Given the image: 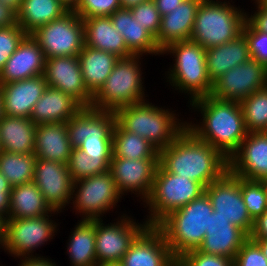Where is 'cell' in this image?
<instances>
[{
	"instance_id": "7402d4cb",
	"label": "cell",
	"mask_w": 267,
	"mask_h": 266,
	"mask_svg": "<svg viewBox=\"0 0 267 266\" xmlns=\"http://www.w3.org/2000/svg\"><path fill=\"white\" fill-rule=\"evenodd\" d=\"M249 236L239 227L218 215L215 211L210 216L209 229L198 250L234 259L243 243Z\"/></svg>"
},
{
	"instance_id": "52a82bcc",
	"label": "cell",
	"mask_w": 267,
	"mask_h": 266,
	"mask_svg": "<svg viewBox=\"0 0 267 266\" xmlns=\"http://www.w3.org/2000/svg\"><path fill=\"white\" fill-rule=\"evenodd\" d=\"M245 20L246 10L234 1L202 0L190 40L204 49L225 44L242 34Z\"/></svg>"
},
{
	"instance_id": "f546056e",
	"label": "cell",
	"mask_w": 267,
	"mask_h": 266,
	"mask_svg": "<svg viewBox=\"0 0 267 266\" xmlns=\"http://www.w3.org/2000/svg\"><path fill=\"white\" fill-rule=\"evenodd\" d=\"M36 124L30 118L4 115L0 119L1 149L10 153H34Z\"/></svg>"
},
{
	"instance_id": "03108f58",
	"label": "cell",
	"mask_w": 267,
	"mask_h": 266,
	"mask_svg": "<svg viewBox=\"0 0 267 266\" xmlns=\"http://www.w3.org/2000/svg\"><path fill=\"white\" fill-rule=\"evenodd\" d=\"M252 1H254V3H255V2H259L260 0H251V3H252Z\"/></svg>"
},
{
	"instance_id": "bcb514c9",
	"label": "cell",
	"mask_w": 267,
	"mask_h": 266,
	"mask_svg": "<svg viewBox=\"0 0 267 266\" xmlns=\"http://www.w3.org/2000/svg\"><path fill=\"white\" fill-rule=\"evenodd\" d=\"M233 266H267V258L260 247L248 238L234 257Z\"/></svg>"
},
{
	"instance_id": "4316f807",
	"label": "cell",
	"mask_w": 267,
	"mask_h": 266,
	"mask_svg": "<svg viewBox=\"0 0 267 266\" xmlns=\"http://www.w3.org/2000/svg\"><path fill=\"white\" fill-rule=\"evenodd\" d=\"M84 45L110 52L119 58L133 54L127 49L125 40L113 26L110 16H95L83 19Z\"/></svg>"
},
{
	"instance_id": "d6986e66",
	"label": "cell",
	"mask_w": 267,
	"mask_h": 266,
	"mask_svg": "<svg viewBox=\"0 0 267 266\" xmlns=\"http://www.w3.org/2000/svg\"><path fill=\"white\" fill-rule=\"evenodd\" d=\"M229 171L245 179L267 180V134L248 132L229 159Z\"/></svg>"
},
{
	"instance_id": "5b68a950",
	"label": "cell",
	"mask_w": 267,
	"mask_h": 266,
	"mask_svg": "<svg viewBox=\"0 0 267 266\" xmlns=\"http://www.w3.org/2000/svg\"><path fill=\"white\" fill-rule=\"evenodd\" d=\"M213 212L211 200L204 193L198 199L170 212L156 225L176 259L190 250L199 248L206 230L209 229Z\"/></svg>"
},
{
	"instance_id": "6f0895ef",
	"label": "cell",
	"mask_w": 267,
	"mask_h": 266,
	"mask_svg": "<svg viewBox=\"0 0 267 266\" xmlns=\"http://www.w3.org/2000/svg\"><path fill=\"white\" fill-rule=\"evenodd\" d=\"M5 218L0 215V249L4 248Z\"/></svg>"
},
{
	"instance_id": "4fadbf2b",
	"label": "cell",
	"mask_w": 267,
	"mask_h": 266,
	"mask_svg": "<svg viewBox=\"0 0 267 266\" xmlns=\"http://www.w3.org/2000/svg\"><path fill=\"white\" fill-rule=\"evenodd\" d=\"M205 193L219 216L242 229L248 236L254 221L248 214L240 189V177L229 170L218 180L205 187Z\"/></svg>"
},
{
	"instance_id": "e0dca14e",
	"label": "cell",
	"mask_w": 267,
	"mask_h": 266,
	"mask_svg": "<svg viewBox=\"0 0 267 266\" xmlns=\"http://www.w3.org/2000/svg\"><path fill=\"white\" fill-rule=\"evenodd\" d=\"M43 75L48 87L70 95L83 107H91L93 95L84 84L78 56L46 59Z\"/></svg>"
},
{
	"instance_id": "91938a15",
	"label": "cell",
	"mask_w": 267,
	"mask_h": 266,
	"mask_svg": "<svg viewBox=\"0 0 267 266\" xmlns=\"http://www.w3.org/2000/svg\"><path fill=\"white\" fill-rule=\"evenodd\" d=\"M4 116L3 113V100H2V94L0 92V119Z\"/></svg>"
},
{
	"instance_id": "ba28073f",
	"label": "cell",
	"mask_w": 267,
	"mask_h": 266,
	"mask_svg": "<svg viewBox=\"0 0 267 266\" xmlns=\"http://www.w3.org/2000/svg\"><path fill=\"white\" fill-rule=\"evenodd\" d=\"M205 193V186L194 180L167 172L158 165L149 197L142 204L144 219L156 226L170 212L179 209Z\"/></svg>"
},
{
	"instance_id": "7bdbcfd3",
	"label": "cell",
	"mask_w": 267,
	"mask_h": 266,
	"mask_svg": "<svg viewBox=\"0 0 267 266\" xmlns=\"http://www.w3.org/2000/svg\"><path fill=\"white\" fill-rule=\"evenodd\" d=\"M130 10L135 20L156 37L160 29L162 16L156 8L154 1H145L132 7Z\"/></svg>"
},
{
	"instance_id": "c3c4849f",
	"label": "cell",
	"mask_w": 267,
	"mask_h": 266,
	"mask_svg": "<svg viewBox=\"0 0 267 266\" xmlns=\"http://www.w3.org/2000/svg\"><path fill=\"white\" fill-rule=\"evenodd\" d=\"M12 185L0 172V215L5 219L10 211V192Z\"/></svg>"
},
{
	"instance_id": "11a10c76",
	"label": "cell",
	"mask_w": 267,
	"mask_h": 266,
	"mask_svg": "<svg viewBox=\"0 0 267 266\" xmlns=\"http://www.w3.org/2000/svg\"><path fill=\"white\" fill-rule=\"evenodd\" d=\"M3 5H6L13 9L16 13L19 11L22 0H0Z\"/></svg>"
},
{
	"instance_id": "8d00e7d4",
	"label": "cell",
	"mask_w": 267,
	"mask_h": 266,
	"mask_svg": "<svg viewBox=\"0 0 267 266\" xmlns=\"http://www.w3.org/2000/svg\"><path fill=\"white\" fill-rule=\"evenodd\" d=\"M248 132H260L267 125V86L239 102Z\"/></svg>"
},
{
	"instance_id": "5bb4252c",
	"label": "cell",
	"mask_w": 267,
	"mask_h": 266,
	"mask_svg": "<svg viewBox=\"0 0 267 266\" xmlns=\"http://www.w3.org/2000/svg\"><path fill=\"white\" fill-rule=\"evenodd\" d=\"M159 159H124L111 157L108 171L116 182L119 193L135 195L136 200L142 201L149 197ZM141 199V200H140Z\"/></svg>"
},
{
	"instance_id": "cb8c5ba5",
	"label": "cell",
	"mask_w": 267,
	"mask_h": 266,
	"mask_svg": "<svg viewBox=\"0 0 267 266\" xmlns=\"http://www.w3.org/2000/svg\"><path fill=\"white\" fill-rule=\"evenodd\" d=\"M114 122V112L83 107L66 122L69 141L76 148L84 139L90 136L112 137Z\"/></svg>"
},
{
	"instance_id": "d6a6232c",
	"label": "cell",
	"mask_w": 267,
	"mask_h": 266,
	"mask_svg": "<svg viewBox=\"0 0 267 266\" xmlns=\"http://www.w3.org/2000/svg\"><path fill=\"white\" fill-rule=\"evenodd\" d=\"M67 239L71 266H96L95 220H78Z\"/></svg>"
},
{
	"instance_id": "83f0119b",
	"label": "cell",
	"mask_w": 267,
	"mask_h": 266,
	"mask_svg": "<svg viewBox=\"0 0 267 266\" xmlns=\"http://www.w3.org/2000/svg\"><path fill=\"white\" fill-rule=\"evenodd\" d=\"M73 148L66 122L36 126L34 154L37 158L67 164Z\"/></svg>"
},
{
	"instance_id": "277c9868",
	"label": "cell",
	"mask_w": 267,
	"mask_h": 266,
	"mask_svg": "<svg viewBox=\"0 0 267 266\" xmlns=\"http://www.w3.org/2000/svg\"><path fill=\"white\" fill-rule=\"evenodd\" d=\"M170 55L173 64L165 71L167 86L172 91L187 94L189 104L193 100L211 96L213 83L207 74L205 49L192 40L169 44L162 50V57ZM173 56V57H172ZM169 84V85H168ZM174 89V90H173Z\"/></svg>"
},
{
	"instance_id": "44dd1931",
	"label": "cell",
	"mask_w": 267,
	"mask_h": 266,
	"mask_svg": "<svg viewBox=\"0 0 267 266\" xmlns=\"http://www.w3.org/2000/svg\"><path fill=\"white\" fill-rule=\"evenodd\" d=\"M47 87L44 75L0 85L4 115L30 118Z\"/></svg>"
},
{
	"instance_id": "484cf974",
	"label": "cell",
	"mask_w": 267,
	"mask_h": 266,
	"mask_svg": "<svg viewBox=\"0 0 267 266\" xmlns=\"http://www.w3.org/2000/svg\"><path fill=\"white\" fill-rule=\"evenodd\" d=\"M113 26L125 40L127 49L133 55L160 56L162 51L156 44L155 37L133 17L130 9L116 10L111 16Z\"/></svg>"
},
{
	"instance_id": "681fc988",
	"label": "cell",
	"mask_w": 267,
	"mask_h": 266,
	"mask_svg": "<svg viewBox=\"0 0 267 266\" xmlns=\"http://www.w3.org/2000/svg\"><path fill=\"white\" fill-rule=\"evenodd\" d=\"M249 238L267 240V210L254 220L253 229Z\"/></svg>"
},
{
	"instance_id": "db71d44e",
	"label": "cell",
	"mask_w": 267,
	"mask_h": 266,
	"mask_svg": "<svg viewBox=\"0 0 267 266\" xmlns=\"http://www.w3.org/2000/svg\"><path fill=\"white\" fill-rule=\"evenodd\" d=\"M67 11H75L80 0H58Z\"/></svg>"
},
{
	"instance_id": "3957f363",
	"label": "cell",
	"mask_w": 267,
	"mask_h": 266,
	"mask_svg": "<svg viewBox=\"0 0 267 266\" xmlns=\"http://www.w3.org/2000/svg\"><path fill=\"white\" fill-rule=\"evenodd\" d=\"M148 100L117 109L115 122L125 131L145 138L158 151L169 146L186 128L176 110ZM177 113V114H176Z\"/></svg>"
},
{
	"instance_id": "e7e4bbea",
	"label": "cell",
	"mask_w": 267,
	"mask_h": 266,
	"mask_svg": "<svg viewBox=\"0 0 267 266\" xmlns=\"http://www.w3.org/2000/svg\"><path fill=\"white\" fill-rule=\"evenodd\" d=\"M214 1H221V0H214ZM222 1H227V0H222ZM230 2H233V0H228Z\"/></svg>"
},
{
	"instance_id": "6da1fadb",
	"label": "cell",
	"mask_w": 267,
	"mask_h": 266,
	"mask_svg": "<svg viewBox=\"0 0 267 266\" xmlns=\"http://www.w3.org/2000/svg\"><path fill=\"white\" fill-rule=\"evenodd\" d=\"M186 106L191 113L197 111V117L198 114L202 117L199 121L191 117L188 120L187 117L186 128L197 139L213 146L229 160L248 134L239 102L205 96L193 100Z\"/></svg>"
},
{
	"instance_id": "f35d334b",
	"label": "cell",
	"mask_w": 267,
	"mask_h": 266,
	"mask_svg": "<svg viewBox=\"0 0 267 266\" xmlns=\"http://www.w3.org/2000/svg\"><path fill=\"white\" fill-rule=\"evenodd\" d=\"M111 159H91L82 151L73 148L67 167L73 182L104 173Z\"/></svg>"
},
{
	"instance_id": "4dcf8cb0",
	"label": "cell",
	"mask_w": 267,
	"mask_h": 266,
	"mask_svg": "<svg viewBox=\"0 0 267 266\" xmlns=\"http://www.w3.org/2000/svg\"><path fill=\"white\" fill-rule=\"evenodd\" d=\"M78 59L84 84L94 95L111 74L119 57L113 53L84 45L78 54Z\"/></svg>"
},
{
	"instance_id": "94428289",
	"label": "cell",
	"mask_w": 267,
	"mask_h": 266,
	"mask_svg": "<svg viewBox=\"0 0 267 266\" xmlns=\"http://www.w3.org/2000/svg\"><path fill=\"white\" fill-rule=\"evenodd\" d=\"M96 266H121L120 263H105V264H97Z\"/></svg>"
},
{
	"instance_id": "ac0fdd59",
	"label": "cell",
	"mask_w": 267,
	"mask_h": 266,
	"mask_svg": "<svg viewBox=\"0 0 267 266\" xmlns=\"http://www.w3.org/2000/svg\"><path fill=\"white\" fill-rule=\"evenodd\" d=\"M121 266H177L165 237L156 226H148L124 254Z\"/></svg>"
},
{
	"instance_id": "816d5d0a",
	"label": "cell",
	"mask_w": 267,
	"mask_h": 266,
	"mask_svg": "<svg viewBox=\"0 0 267 266\" xmlns=\"http://www.w3.org/2000/svg\"><path fill=\"white\" fill-rule=\"evenodd\" d=\"M19 260L18 266H58L54 259L49 257H23Z\"/></svg>"
},
{
	"instance_id": "7a4b0ae2",
	"label": "cell",
	"mask_w": 267,
	"mask_h": 266,
	"mask_svg": "<svg viewBox=\"0 0 267 266\" xmlns=\"http://www.w3.org/2000/svg\"><path fill=\"white\" fill-rule=\"evenodd\" d=\"M159 164L167 172L205 187L229 170V160L213 146L197 139L187 128L169 146L159 151Z\"/></svg>"
},
{
	"instance_id": "30bf717a",
	"label": "cell",
	"mask_w": 267,
	"mask_h": 266,
	"mask_svg": "<svg viewBox=\"0 0 267 266\" xmlns=\"http://www.w3.org/2000/svg\"><path fill=\"white\" fill-rule=\"evenodd\" d=\"M122 198L124 196L119 193L116 182L107 170L75 181L69 207L81 217L80 220L103 219L105 214L119 207L117 204Z\"/></svg>"
},
{
	"instance_id": "b9f144b4",
	"label": "cell",
	"mask_w": 267,
	"mask_h": 266,
	"mask_svg": "<svg viewBox=\"0 0 267 266\" xmlns=\"http://www.w3.org/2000/svg\"><path fill=\"white\" fill-rule=\"evenodd\" d=\"M121 8L120 0H80L74 12L80 18L86 19L95 16H111Z\"/></svg>"
},
{
	"instance_id": "603a6c76",
	"label": "cell",
	"mask_w": 267,
	"mask_h": 266,
	"mask_svg": "<svg viewBox=\"0 0 267 266\" xmlns=\"http://www.w3.org/2000/svg\"><path fill=\"white\" fill-rule=\"evenodd\" d=\"M201 1L184 0L170 13L162 16L159 32L155 37L161 51L174 42L190 40Z\"/></svg>"
},
{
	"instance_id": "f1b7e54d",
	"label": "cell",
	"mask_w": 267,
	"mask_h": 266,
	"mask_svg": "<svg viewBox=\"0 0 267 266\" xmlns=\"http://www.w3.org/2000/svg\"><path fill=\"white\" fill-rule=\"evenodd\" d=\"M207 74L212 83L228 70L248 61V44L243 34L222 45L205 49Z\"/></svg>"
},
{
	"instance_id": "ee69618b",
	"label": "cell",
	"mask_w": 267,
	"mask_h": 266,
	"mask_svg": "<svg viewBox=\"0 0 267 266\" xmlns=\"http://www.w3.org/2000/svg\"><path fill=\"white\" fill-rule=\"evenodd\" d=\"M177 266H233V260L193 249L182 254L177 259Z\"/></svg>"
},
{
	"instance_id": "9c48e42d",
	"label": "cell",
	"mask_w": 267,
	"mask_h": 266,
	"mask_svg": "<svg viewBox=\"0 0 267 266\" xmlns=\"http://www.w3.org/2000/svg\"><path fill=\"white\" fill-rule=\"evenodd\" d=\"M60 213L62 212L54 210L53 213L42 217L21 219L6 218L4 252H7V254L14 259L23 257H43L42 254H37L36 250L47 245L48 242H51L53 237H56L55 235L60 232L58 231L60 224L54 219V217Z\"/></svg>"
},
{
	"instance_id": "be15d7a7",
	"label": "cell",
	"mask_w": 267,
	"mask_h": 266,
	"mask_svg": "<svg viewBox=\"0 0 267 266\" xmlns=\"http://www.w3.org/2000/svg\"><path fill=\"white\" fill-rule=\"evenodd\" d=\"M261 132L267 134V125H266V127Z\"/></svg>"
},
{
	"instance_id": "74e56055",
	"label": "cell",
	"mask_w": 267,
	"mask_h": 266,
	"mask_svg": "<svg viewBox=\"0 0 267 266\" xmlns=\"http://www.w3.org/2000/svg\"><path fill=\"white\" fill-rule=\"evenodd\" d=\"M240 189L248 214L254 221L267 210V180L240 177Z\"/></svg>"
},
{
	"instance_id": "d4e9b609",
	"label": "cell",
	"mask_w": 267,
	"mask_h": 266,
	"mask_svg": "<svg viewBox=\"0 0 267 266\" xmlns=\"http://www.w3.org/2000/svg\"><path fill=\"white\" fill-rule=\"evenodd\" d=\"M83 106L64 92L47 87L35 104L30 119L36 124L67 122Z\"/></svg>"
},
{
	"instance_id": "60d3db41",
	"label": "cell",
	"mask_w": 267,
	"mask_h": 266,
	"mask_svg": "<svg viewBox=\"0 0 267 266\" xmlns=\"http://www.w3.org/2000/svg\"><path fill=\"white\" fill-rule=\"evenodd\" d=\"M27 35L18 24L0 28V72L9 57L17 50L19 44Z\"/></svg>"
},
{
	"instance_id": "1f68e13d",
	"label": "cell",
	"mask_w": 267,
	"mask_h": 266,
	"mask_svg": "<svg viewBox=\"0 0 267 266\" xmlns=\"http://www.w3.org/2000/svg\"><path fill=\"white\" fill-rule=\"evenodd\" d=\"M34 182L12 186L7 218H35L53 213Z\"/></svg>"
},
{
	"instance_id": "6125c7cd",
	"label": "cell",
	"mask_w": 267,
	"mask_h": 266,
	"mask_svg": "<svg viewBox=\"0 0 267 266\" xmlns=\"http://www.w3.org/2000/svg\"><path fill=\"white\" fill-rule=\"evenodd\" d=\"M259 3L267 9V0H260Z\"/></svg>"
},
{
	"instance_id": "7c38bea8",
	"label": "cell",
	"mask_w": 267,
	"mask_h": 266,
	"mask_svg": "<svg viewBox=\"0 0 267 266\" xmlns=\"http://www.w3.org/2000/svg\"><path fill=\"white\" fill-rule=\"evenodd\" d=\"M31 36L38 42L45 58L78 56L84 46L83 19L68 11L59 19L39 27Z\"/></svg>"
},
{
	"instance_id": "2e32d148",
	"label": "cell",
	"mask_w": 267,
	"mask_h": 266,
	"mask_svg": "<svg viewBox=\"0 0 267 266\" xmlns=\"http://www.w3.org/2000/svg\"><path fill=\"white\" fill-rule=\"evenodd\" d=\"M33 182L53 210L65 212L72 201L73 180L67 164L37 158Z\"/></svg>"
},
{
	"instance_id": "7dc6e473",
	"label": "cell",
	"mask_w": 267,
	"mask_h": 266,
	"mask_svg": "<svg viewBox=\"0 0 267 266\" xmlns=\"http://www.w3.org/2000/svg\"><path fill=\"white\" fill-rule=\"evenodd\" d=\"M253 6L256 10L251 11L252 13L246 11V20L256 30L267 33V9L264 8L259 2H255V5L253 2Z\"/></svg>"
},
{
	"instance_id": "9f6ffc18",
	"label": "cell",
	"mask_w": 267,
	"mask_h": 266,
	"mask_svg": "<svg viewBox=\"0 0 267 266\" xmlns=\"http://www.w3.org/2000/svg\"><path fill=\"white\" fill-rule=\"evenodd\" d=\"M121 1V7L123 9H131L134 6H137L140 3H143L148 0H120Z\"/></svg>"
},
{
	"instance_id": "e575fe53",
	"label": "cell",
	"mask_w": 267,
	"mask_h": 266,
	"mask_svg": "<svg viewBox=\"0 0 267 266\" xmlns=\"http://www.w3.org/2000/svg\"><path fill=\"white\" fill-rule=\"evenodd\" d=\"M112 157L124 159H159V151L145 138L123 130L116 122L112 127Z\"/></svg>"
},
{
	"instance_id": "680465c9",
	"label": "cell",
	"mask_w": 267,
	"mask_h": 266,
	"mask_svg": "<svg viewBox=\"0 0 267 266\" xmlns=\"http://www.w3.org/2000/svg\"><path fill=\"white\" fill-rule=\"evenodd\" d=\"M253 240L261 249V252L267 258V240L265 239H251Z\"/></svg>"
},
{
	"instance_id": "9a60e30c",
	"label": "cell",
	"mask_w": 267,
	"mask_h": 266,
	"mask_svg": "<svg viewBox=\"0 0 267 266\" xmlns=\"http://www.w3.org/2000/svg\"><path fill=\"white\" fill-rule=\"evenodd\" d=\"M267 86V69L256 60L228 70L213 83L211 96L218 100L237 101Z\"/></svg>"
},
{
	"instance_id": "8992f818",
	"label": "cell",
	"mask_w": 267,
	"mask_h": 266,
	"mask_svg": "<svg viewBox=\"0 0 267 266\" xmlns=\"http://www.w3.org/2000/svg\"><path fill=\"white\" fill-rule=\"evenodd\" d=\"M142 57L132 55L119 58L104 84L93 95L91 107L115 112L119 108L148 100Z\"/></svg>"
},
{
	"instance_id": "d590c367",
	"label": "cell",
	"mask_w": 267,
	"mask_h": 266,
	"mask_svg": "<svg viewBox=\"0 0 267 266\" xmlns=\"http://www.w3.org/2000/svg\"><path fill=\"white\" fill-rule=\"evenodd\" d=\"M37 157L34 153L0 152V172L12 185L33 182Z\"/></svg>"
},
{
	"instance_id": "ab89813d",
	"label": "cell",
	"mask_w": 267,
	"mask_h": 266,
	"mask_svg": "<svg viewBox=\"0 0 267 266\" xmlns=\"http://www.w3.org/2000/svg\"><path fill=\"white\" fill-rule=\"evenodd\" d=\"M242 34L247 41L250 57L267 69V33L256 30L245 20Z\"/></svg>"
},
{
	"instance_id": "8fae6325",
	"label": "cell",
	"mask_w": 267,
	"mask_h": 266,
	"mask_svg": "<svg viewBox=\"0 0 267 266\" xmlns=\"http://www.w3.org/2000/svg\"><path fill=\"white\" fill-rule=\"evenodd\" d=\"M120 213L112 223L95 219L97 264L120 263L131 244L149 226L145 219L136 222L135 217Z\"/></svg>"
},
{
	"instance_id": "f6af8a7d",
	"label": "cell",
	"mask_w": 267,
	"mask_h": 266,
	"mask_svg": "<svg viewBox=\"0 0 267 266\" xmlns=\"http://www.w3.org/2000/svg\"><path fill=\"white\" fill-rule=\"evenodd\" d=\"M76 148L91 159H111L112 137L90 136L84 139Z\"/></svg>"
},
{
	"instance_id": "ffe728a7",
	"label": "cell",
	"mask_w": 267,
	"mask_h": 266,
	"mask_svg": "<svg viewBox=\"0 0 267 266\" xmlns=\"http://www.w3.org/2000/svg\"><path fill=\"white\" fill-rule=\"evenodd\" d=\"M45 61L38 42L27 35L0 72V85L43 75Z\"/></svg>"
},
{
	"instance_id": "f907efd6",
	"label": "cell",
	"mask_w": 267,
	"mask_h": 266,
	"mask_svg": "<svg viewBox=\"0 0 267 266\" xmlns=\"http://www.w3.org/2000/svg\"><path fill=\"white\" fill-rule=\"evenodd\" d=\"M15 24H17V13L0 2V28H6Z\"/></svg>"
},
{
	"instance_id": "836d02e7",
	"label": "cell",
	"mask_w": 267,
	"mask_h": 266,
	"mask_svg": "<svg viewBox=\"0 0 267 266\" xmlns=\"http://www.w3.org/2000/svg\"><path fill=\"white\" fill-rule=\"evenodd\" d=\"M68 11L58 0H22L17 24L31 35L39 27L59 19Z\"/></svg>"
},
{
	"instance_id": "f5cc1de1",
	"label": "cell",
	"mask_w": 267,
	"mask_h": 266,
	"mask_svg": "<svg viewBox=\"0 0 267 266\" xmlns=\"http://www.w3.org/2000/svg\"><path fill=\"white\" fill-rule=\"evenodd\" d=\"M161 16L170 13L184 0H153Z\"/></svg>"
}]
</instances>
